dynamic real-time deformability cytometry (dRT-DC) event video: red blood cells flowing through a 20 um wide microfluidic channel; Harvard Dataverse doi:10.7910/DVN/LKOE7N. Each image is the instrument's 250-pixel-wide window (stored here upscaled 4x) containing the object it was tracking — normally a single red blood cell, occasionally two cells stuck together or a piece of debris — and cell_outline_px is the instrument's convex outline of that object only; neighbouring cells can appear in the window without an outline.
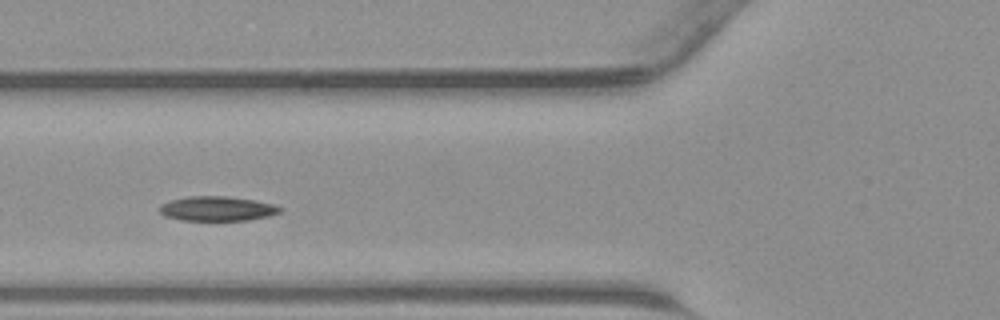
{"species": "common noctule bat (a hibernating species)", "species_latin": "Nyctalus noctula", "temperature_condition": "warm", "stored_images_in_passage": 38, "camera_frame_rate_fps": 3000, "um_per_image_px": 0.085, "animal": {"sex": "male", "body_mass_g": 23.1, "forearm_length_mm": 52.7}, "frame": {"image": 1, "passage_image": 9, "time_ms": 2.667, "image_size_px": [1000, 320], "cell_outline_px": [[284, 208], [280, 212], [268, 216], [248, 220], [180, 220], [164, 216], [160, 212], [160, 204], [172, 200], [188, 196], [228, 196], [252, 200], [272, 204]], "centroid_in_image_um": [18.44, 17.73], "position_along_channel_um": 107.4, "area_um2": 17.17}}
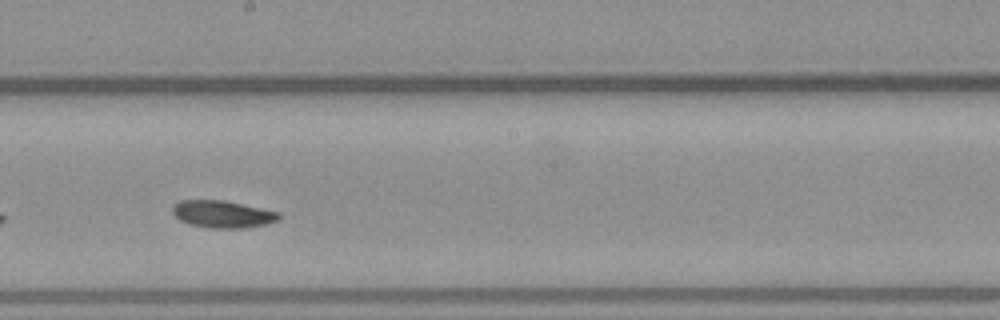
{"frame": {"image": 2, "passage_image": 17, "time_ms": 5.333, "image_size_px": [1000, 320], "cell_outline_px": [[280, 216], [276, 220], [268, 224], [244, 228], [208, 228], [188, 224], [180, 220], [172, 212], [172, 208], [180, 200], [224, 200], [280, 212]], "centroid_in_image_um": [18.92, 18.21], "position_along_channel_um": 229.3, "area_um2": 16.88}}
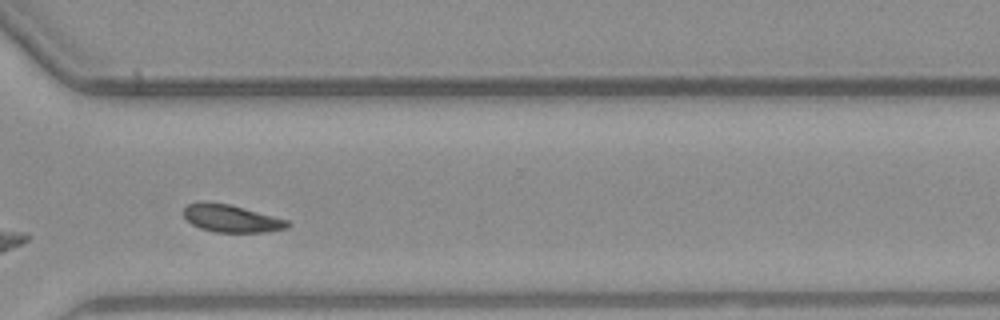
{"frame": {"image": 3, "passage_image": 25, "time_ms": 8.0, "image_size_px": [1000, 320], "cell_outline_px": [[292, 224], [284, 228], [268, 232], [216, 232], [200, 228], [192, 224], [184, 216], [184, 208], [188, 204], [196, 200], [204, 200], [228, 204], [244, 208], [288, 220]], "centroid_in_image_um": [19.62, 18.55], "position_along_channel_um": 351.0, "area_um2": 16.7}}